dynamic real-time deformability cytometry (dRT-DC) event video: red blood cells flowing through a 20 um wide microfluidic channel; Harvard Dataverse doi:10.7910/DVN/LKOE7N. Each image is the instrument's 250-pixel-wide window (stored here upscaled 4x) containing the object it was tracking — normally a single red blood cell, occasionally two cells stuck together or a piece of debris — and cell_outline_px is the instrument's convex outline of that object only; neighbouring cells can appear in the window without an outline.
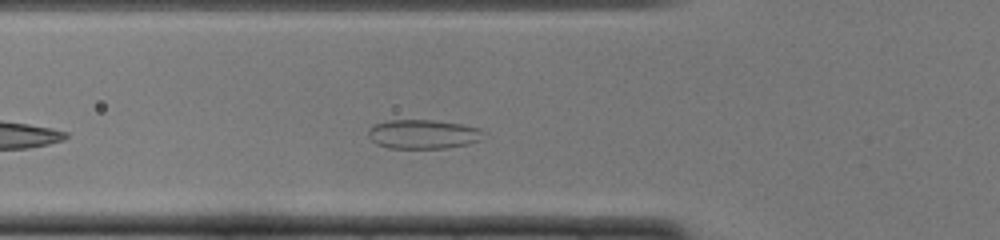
{"species": "common noctule bat (a hibernating species)", "species_latin": "Nyctalus noctula", "temperature_condition": "cold", "stored_images_in_passage": 34, "camera_frame_rate_fps": 3000, "um_per_image_px": 0.085, "animal": {"sex": "female", "body_mass_g": 22.0, "forearm_length_mm": 56.7}, "frame": {"image": 1, "passage_image": 8, "time_ms": 2.333, "image_size_px": [1000, 240], "cell_outline_px": [[484, 140], [468, 144], [448, 148], [388, 148], [376, 144], [368, 136], [368, 128], [372, 124], [388, 120], [432, 120], [460, 124], [480, 128], [484, 132]], "centroid_in_image_um": [35.97, 11.41], "position_along_channel_um": 89.8, "area_um2": 19.88}}
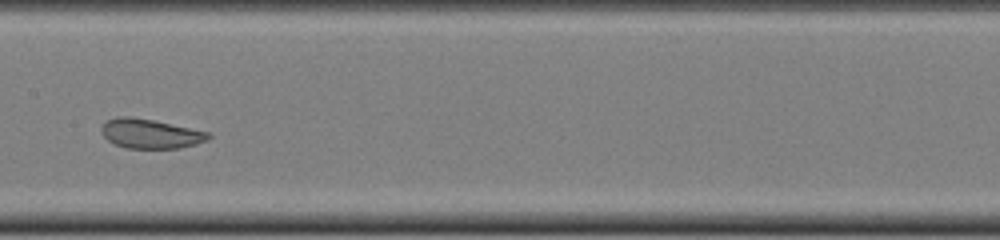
{"frame": {"image": 2, "passage_image": 16, "time_ms": 5.0, "image_size_px": [1000, 240], "cell_outline_px": [[212, 136], [208, 140], [180, 148], [128, 148], [116, 144], [108, 140], [104, 136], [100, 128], [108, 120], [120, 116], [128, 116], [152, 120], [208, 132]], "centroid_in_image_um": [12.78, 11.37], "position_along_channel_um": 194.6, "area_um2": 17.98}}
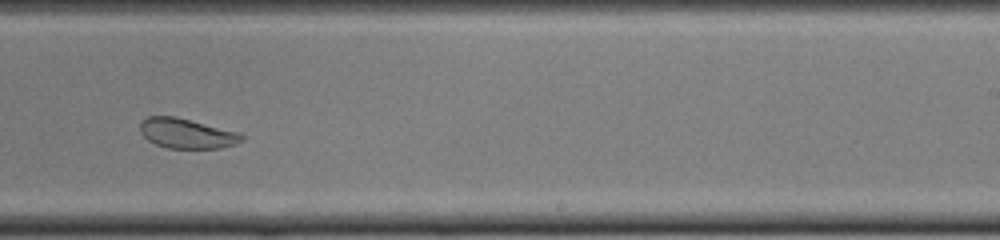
{"frame": {"image": 3, "passage_image": 22, "time_ms": 7.0, "image_size_px": [1000, 240], "cell_outline_px": [[244, 140], [236, 144], [220, 148], [168, 148], [156, 144], [148, 140], [140, 132], [140, 120], [148, 116], [176, 116], [240, 132], [244, 136]], "centroid_in_image_um": [15.89, 11.33], "position_along_channel_um": 273.1, "area_um2": 17.92}, "authors_computed_cell_mechanics": {"area_um2": 19.3919, "velocity_mm_per_s": 3.9392, "shape_relaxation_time_tau1_ms": null, "shape_relaxation_time_tau2_ms": 1.0351, "deformation_change_tau1": null, "deformation_change_tau2": 0.0636}}